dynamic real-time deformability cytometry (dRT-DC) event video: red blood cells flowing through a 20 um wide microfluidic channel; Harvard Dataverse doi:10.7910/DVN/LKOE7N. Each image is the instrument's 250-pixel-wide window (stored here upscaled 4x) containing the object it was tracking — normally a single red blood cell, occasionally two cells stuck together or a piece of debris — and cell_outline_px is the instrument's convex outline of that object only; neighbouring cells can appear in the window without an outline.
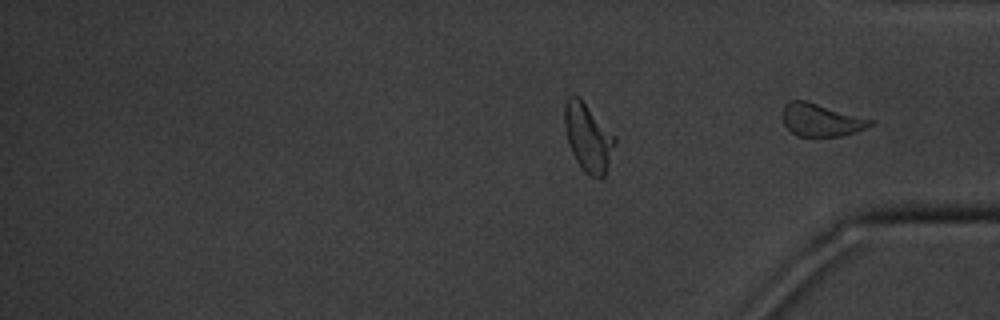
{"species": "common noctule bat (a hibernating species)", "species_latin": "Nyctalus noctula", "temperature_condition": "cold", "stored_images_in_passage": 16, "segment_of_instrument_passage": [2, 2], "camera_frame_rate_fps": 3000, "um_per_image_px": 0.085, "animal": {"sex": "male", "body_mass_g": 20.1, "forearm_length_mm": 53.5}, "frame": {"image": 1, "passage_image": 16, "time_ms": 19.667, "image_size_px": [1000, 320], "cell_outline_px": [[876, 120], [872, 124], [856, 132], [840, 136], [796, 136], [784, 124], [784, 104], [788, 100], [804, 100]], "centroid_in_image_um": [69.81, 10.19], "position_along_channel_um": 365.4, "area_um2": 16.59}}